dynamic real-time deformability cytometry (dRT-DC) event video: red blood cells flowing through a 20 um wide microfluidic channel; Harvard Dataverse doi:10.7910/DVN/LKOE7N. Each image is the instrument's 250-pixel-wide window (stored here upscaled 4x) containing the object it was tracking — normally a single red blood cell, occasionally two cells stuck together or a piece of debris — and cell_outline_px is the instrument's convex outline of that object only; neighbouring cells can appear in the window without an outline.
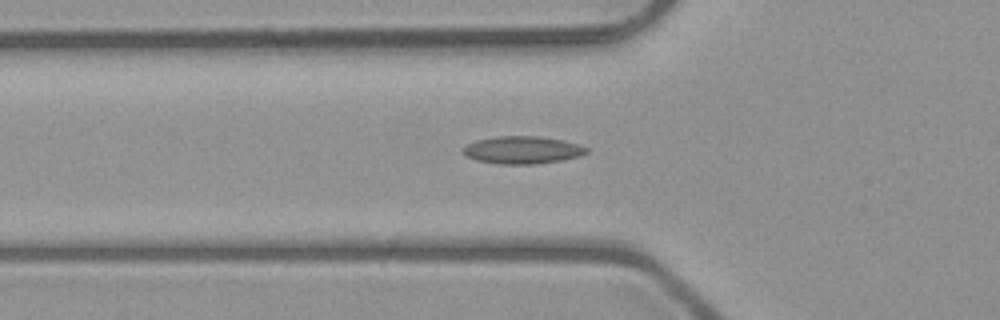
{"species": "common noctule bat (a hibernating species)", "species_latin": "Nyctalus noctula", "temperature_condition": "room temperature", "stored_images_in_passage": 37, "camera_frame_rate_fps": 3000, "um_per_image_px": 0.085, "animal": {"sex": "male", "body_mass_g": 23.1, "forearm_length_mm": 52.7}, "frame": {"image": 1, "passage_image": 9, "time_ms": 2.667, "image_size_px": [1000, 320], "cell_outline_px": [[588, 152], [580, 156], [560, 160], [532, 164], [496, 164], [476, 160], [464, 156], [460, 152], [460, 148], [476, 140], [500, 136], [536, 136], [560, 140], [576, 144], [588, 148]], "centroid_in_image_um": [44.31, 12.76], "position_along_channel_um": 81.5, "area_um2": 19.77}}
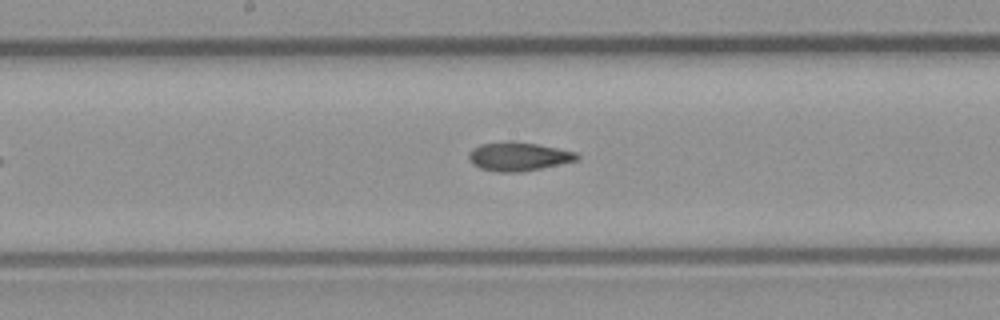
{"frame": {"image": 2, "passage_image": 18, "time_ms": 5.667, "image_size_px": [1000, 320], "cell_outline_px": [[580, 156], [576, 160], [524, 172], [496, 172], [480, 168], [472, 164], [468, 160], [468, 152], [472, 148], [480, 144], [536, 144], [576, 152]], "centroid_in_image_um": [44.03, 13.35], "position_along_channel_um": 204.2, "area_um2": 17.4}}
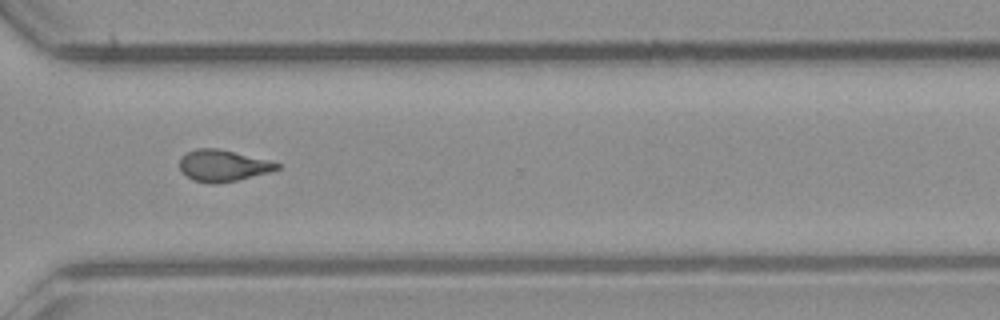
{"frame": {"image": 3, "passage_image": 29, "time_ms": 9.333, "image_size_px": [1000, 320], "cell_outline_px": [[280, 168], [268, 172], [236, 180], [216, 184], [212, 184], [192, 180], [180, 172], [180, 156], [196, 148], [216, 148], [280, 164]], "centroid_in_image_um": [18.85, 14.09], "position_along_channel_um": 351.8, "area_um2": 17.51}}